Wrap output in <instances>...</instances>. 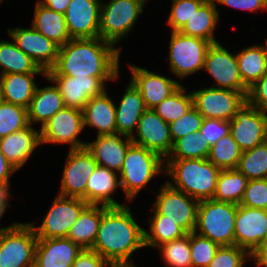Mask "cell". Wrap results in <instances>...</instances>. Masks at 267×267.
<instances>
[{
    "label": "cell",
    "instance_id": "1",
    "mask_svg": "<svg viewBox=\"0 0 267 267\" xmlns=\"http://www.w3.org/2000/svg\"><path fill=\"white\" fill-rule=\"evenodd\" d=\"M120 51L100 37L70 39L60 46L57 62L46 75L91 76L103 83L117 81Z\"/></svg>",
    "mask_w": 267,
    "mask_h": 267
},
{
    "label": "cell",
    "instance_id": "2",
    "mask_svg": "<svg viewBox=\"0 0 267 267\" xmlns=\"http://www.w3.org/2000/svg\"><path fill=\"white\" fill-rule=\"evenodd\" d=\"M145 229L136 223L130 207L103 206V215L92 251L113 267H135L133 252L145 247Z\"/></svg>",
    "mask_w": 267,
    "mask_h": 267
},
{
    "label": "cell",
    "instance_id": "3",
    "mask_svg": "<svg viewBox=\"0 0 267 267\" xmlns=\"http://www.w3.org/2000/svg\"><path fill=\"white\" fill-rule=\"evenodd\" d=\"M164 165L175 183L167 181L171 187L199 201L213 198L221 170L208 159L166 160Z\"/></svg>",
    "mask_w": 267,
    "mask_h": 267
},
{
    "label": "cell",
    "instance_id": "4",
    "mask_svg": "<svg viewBox=\"0 0 267 267\" xmlns=\"http://www.w3.org/2000/svg\"><path fill=\"white\" fill-rule=\"evenodd\" d=\"M164 162L165 159L158 153L132 143L119 172L121 189L125 192L124 197L128 200L136 198L139 191L146 187L153 177L163 173Z\"/></svg>",
    "mask_w": 267,
    "mask_h": 267
},
{
    "label": "cell",
    "instance_id": "5",
    "mask_svg": "<svg viewBox=\"0 0 267 267\" xmlns=\"http://www.w3.org/2000/svg\"><path fill=\"white\" fill-rule=\"evenodd\" d=\"M237 205L213 199L201 200L194 232L221 246L235 245Z\"/></svg>",
    "mask_w": 267,
    "mask_h": 267
},
{
    "label": "cell",
    "instance_id": "6",
    "mask_svg": "<svg viewBox=\"0 0 267 267\" xmlns=\"http://www.w3.org/2000/svg\"><path fill=\"white\" fill-rule=\"evenodd\" d=\"M38 238L31 223H13L0 230V267H34Z\"/></svg>",
    "mask_w": 267,
    "mask_h": 267
},
{
    "label": "cell",
    "instance_id": "7",
    "mask_svg": "<svg viewBox=\"0 0 267 267\" xmlns=\"http://www.w3.org/2000/svg\"><path fill=\"white\" fill-rule=\"evenodd\" d=\"M147 0L101 2L99 37L113 45L131 32Z\"/></svg>",
    "mask_w": 267,
    "mask_h": 267
},
{
    "label": "cell",
    "instance_id": "8",
    "mask_svg": "<svg viewBox=\"0 0 267 267\" xmlns=\"http://www.w3.org/2000/svg\"><path fill=\"white\" fill-rule=\"evenodd\" d=\"M211 42L179 31H171L169 44V66L179 78H186L204 70V62Z\"/></svg>",
    "mask_w": 267,
    "mask_h": 267
},
{
    "label": "cell",
    "instance_id": "9",
    "mask_svg": "<svg viewBox=\"0 0 267 267\" xmlns=\"http://www.w3.org/2000/svg\"><path fill=\"white\" fill-rule=\"evenodd\" d=\"M199 200L171 187L167 182L161 185L156 195L152 215H164L171 219L186 233L195 230Z\"/></svg>",
    "mask_w": 267,
    "mask_h": 267
},
{
    "label": "cell",
    "instance_id": "10",
    "mask_svg": "<svg viewBox=\"0 0 267 267\" xmlns=\"http://www.w3.org/2000/svg\"><path fill=\"white\" fill-rule=\"evenodd\" d=\"M89 204L81 198L56 196L40 226L32 227L37 238L67 237L72 225Z\"/></svg>",
    "mask_w": 267,
    "mask_h": 267
},
{
    "label": "cell",
    "instance_id": "11",
    "mask_svg": "<svg viewBox=\"0 0 267 267\" xmlns=\"http://www.w3.org/2000/svg\"><path fill=\"white\" fill-rule=\"evenodd\" d=\"M191 93L193 106L204 118L231 121L247 102V98L241 92L230 89L209 87Z\"/></svg>",
    "mask_w": 267,
    "mask_h": 267
},
{
    "label": "cell",
    "instance_id": "12",
    "mask_svg": "<svg viewBox=\"0 0 267 267\" xmlns=\"http://www.w3.org/2000/svg\"><path fill=\"white\" fill-rule=\"evenodd\" d=\"M204 69L218 85L214 84L211 87L238 91L247 98L249 89L243 84L236 54L228 52L220 42L213 43L209 47Z\"/></svg>",
    "mask_w": 267,
    "mask_h": 267
},
{
    "label": "cell",
    "instance_id": "13",
    "mask_svg": "<svg viewBox=\"0 0 267 267\" xmlns=\"http://www.w3.org/2000/svg\"><path fill=\"white\" fill-rule=\"evenodd\" d=\"M83 113L79 109L65 107L58 111L40 129L41 142L44 143H69L70 149H80L87 142L79 140L78 135L84 130Z\"/></svg>",
    "mask_w": 267,
    "mask_h": 267
},
{
    "label": "cell",
    "instance_id": "14",
    "mask_svg": "<svg viewBox=\"0 0 267 267\" xmlns=\"http://www.w3.org/2000/svg\"><path fill=\"white\" fill-rule=\"evenodd\" d=\"M97 166L93 154L86 147L70 150L62 171L58 195L85 201L87 181Z\"/></svg>",
    "mask_w": 267,
    "mask_h": 267
},
{
    "label": "cell",
    "instance_id": "15",
    "mask_svg": "<svg viewBox=\"0 0 267 267\" xmlns=\"http://www.w3.org/2000/svg\"><path fill=\"white\" fill-rule=\"evenodd\" d=\"M230 134L242 151L267 141V114L246 102L230 121Z\"/></svg>",
    "mask_w": 267,
    "mask_h": 267
},
{
    "label": "cell",
    "instance_id": "16",
    "mask_svg": "<svg viewBox=\"0 0 267 267\" xmlns=\"http://www.w3.org/2000/svg\"><path fill=\"white\" fill-rule=\"evenodd\" d=\"M267 238V210L237 205L235 245L252 256Z\"/></svg>",
    "mask_w": 267,
    "mask_h": 267
},
{
    "label": "cell",
    "instance_id": "17",
    "mask_svg": "<svg viewBox=\"0 0 267 267\" xmlns=\"http://www.w3.org/2000/svg\"><path fill=\"white\" fill-rule=\"evenodd\" d=\"M7 30L17 47L28 55L39 68L47 72L54 67L60 48L58 44L47 39L32 25L30 28L16 27Z\"/></svg>",
    "mask_w": 267,
    "mask_h": 267
},
{
    "label": "cell",
    "instance_id": "18",
    "mask_svg": "<svg viewBox=\"0 0 267 267\" xmlns=\"http://www.w3.org/2000/svg\"><path fill=\"white\" fill-rule=\"evenodd\" d=\"M135 135L131 137L134 144L158 153L162 158L166 159L172 151L170 125L153 109H146L140 117Z\"/></svg>",
    "mask_w": 267,
    "mask_h": 267
},
{
    "label": "cell",
    "instance_id": "19",
    "mask_svg": "<svg viewBox=\"0 0 267 267\" xmlns=\"http://www.w3.org/2000/svg\"><path fill=\"white\" fill-rule=\"evenodd\" d=\"M101 0H71L65 12L71 39L99 37Z\"/></svg>",
    "mask_w": 267,
    "mask_h": 267
},
{
    "label": "cell",
    "instance_id": "20",
    "mask_svg": "<svg viewBox=\"0 0 267 267\" xmlns=\"http://www.w3.org/2000/svg\"><path fill=\"white\" fill-rule=\"evenodd\" d=\"M46 79L56 83L65 107L83 110L87 102L106 89L105 84L97 77H71L64 75H46Z\"/></svg>",
    "mask_w": 267,
    "mask_h": 267
},
{
    "label": "cell",
    "instance_id": "21",
    "mask_svg": "<svg viewBox=\"0 0 267 267\" xmlns=\"http://www.w3.org/2000/svg\"><path fill=\"white\" fill-rule=\"evenodd\" d=\"M130 82L141 93L145 107L155 108L164 99L173 94L182 84L176 80L150 72L146 68L129 65Z\"/></svg>",
    "mask_w": 267,
    "mask_h": 267
},
{
    "label": "cell",
    "instance_id": "22",
    "mask_svg": "<svg viewBox=\"0 0 267 267\" xmlns=\"http://www.w3.org/2000/svg\"><path fill=\"white\" fill-rule=\"evenodd\" d=\"M82 250L67 237L38 238L34 267H72Z\"/></svg>",
    "mask_w": 267,
    "mask_h": 267
},
{
    "label": "cell",
    "instance_id": "23",
    "mask_svg": "<svg viewBox=\"0 0 267 267\" xmlns=\"http://www.w3.org/2000/svg\"><path fill=\"white\" fill-rule=\"evenodd\" d=\"M132 143L131 137L126 135H97L95 141L87 142L86 148L93 154L99 166L118 171L119 174Z\"/></svg>",
    "mask_w": 267,
    "mask_h": 267
},
{
    "label": "cell",
    "instance_id": "24",
    "mask_svg": "<svg viewBox=\"0 0 267 267\" xmlns=\"http://www.w3.org/2000/svg\"><path fill=\"white\" fill-rule=\"evenodd\" d=\"M41 144V133L32 125L0 139L1 152L17 170H20Z\"/></svg>",
    "mask_w": 267,
    "mask_h": 267
},
{
    "label": "cell",
    "instance_id": "25",
    "mask_svg": "<svg viewBox=\"0 0 267 267\" xmlns=\"http://www.w3.org/2000/svg\"><path fill=\"white\" fill-rule=\"evenodd\" d=\"M118 175L115 171L98 165L87 181L85 201L89 205L124 206L111 197L114 191L121 187Z\"/></svg>",
    "mask_w": 267,
    "mask_h": 267
},
{
    "label": "cell",
    "instance_id": "26",
    "mask_svg": "<svg viewBox=\"0 0 267 267\" xmlns=\"http://www.w3.org/2000/svg\"><path fill=\"white\" fill-rule=\"evenodd\" d=\"M115 105L106 91L91 98L82 110L84 127L97 128L98 136L117 134Z\"/></svg>",
    "mask_w": 267,
    "mask_h": 267
},
{
    "label": "cell",
    "instance_id": "27",
    "mask_svg": "<svg viewBox=\"0 0 267 267\" xmlns=\"http://www.w3.org/2000/svg\"><path fill=\"white\" fill-rule=\"evenodd\" d=\"M146 109L141 93L129 82L119 105H115L117 134L132 137Z\"/></svg>",
    "mask_w": 267,
    "mask_h": 267
},
{
    "label": "cell",
    "instance_id": "28",
    "mask_svg": "<svg viewBox=\"0 0 267 267\" xmlns=\"http://www.w3.org/2000/svg\"><path fill=\"white\" fill-rule=\"evenodd\" d=\"M46 73H13L0 76L2 100L28 108L36 90L34 76Z\"/></svg>",
    "mask_w": 267,
    "mask_h": 267
},
{
    "label": "cell",
    "instance_id": "29",
    "mask_svg": "<svg viewBox=\"0 0 267 267\" xmlns=\"http://www.w3.org/2000/svg\"><path fill=\"white\" fill-rule=\"evenodd\" d=\"M63 108H65L64 101L55 84L44 88H38L37 86L27 108L29 124L33 125V123L39 122L42 128L49 119Z\"/></svg>",
    "mask_w": 267,
    "mask_h": 267
},
{
    "label": "cell",
    "instance_id": "30",
    "mask_svg": "<svg viewBox=\"0 0 267 267\" xmlns=\"http://www.w3.org/2000/svg\"><path fill=\"white\" fill-rule=\"evenodd\" d=\"M218 11L214 0H206L179 32L187 36L205 39L212 44L217 43L214 31L219 22Z\"/></svg>",
    "mask_w": 267,
    "mask_h": 267
},
{
    "label": "cell",
    "instance_id": "31",
    "mask_svg": "<svg viewBox=\"0 0 267 267\" xmlns=\"http://www.w3.org/2000/svg\"><path fill=\"white\" fill-rule=\"evenodd\" d=\"M32 26L47 39L63 46L71 38L66 26L65 15L46 8L38 1L35 5Z\"/></svg>",
    "mask_w": 267,
    "mask_h": 267
},
{
    "label": "cell",
    "instance_id": "32",
    "mask_svg": "<svg viewBox=\"0 0 267 267\" xmlns=\"http://www.w3.org/2000/svg\"><path fill=\"white\" fill-rule=\"evenodd\" d=\"M102 215V205H88L72 225L67 238L78 244L82 249H92Z\"/></svg>",
    "mask_w": 267,
    "mask_h": 267
},
{
    "label": "cell",
    "instance_id": "33",
    "mask_svg": "<svg viewBox=\"0 0 267 267\" xmlns=\"http://www.w3.org/2000/svg\"><path fill=\"white\" fill-rule=\"evenodd\" d=\"M243 84L249 89L267 73V54L262 45H251L236 54Z\"/></svg>",
    "mask_w": 267,
    "mask_h": 267
},
{
    "label": "cell",
    "instance_id": "34",
    "mask_svg": "<svg viewBox=\"0 0 267 267\" xmlns=\"http://www.w3.org/2000/svg\"><path fill=\"white\" fill-rule=\"evenodd\" d=\"M0 68V76L13 73H46L19 49L14 41L5 40H0Z\"/></svg>",
    "mask_w": 267,
    "mask_h": 267
},
{
    "label": "cell",
    "instance_id": "35",
    "mask_svg": "<svg viewBox=\"0 0 267 267\" xmlns=\"http://www.w3.org/2000/svg\"><path fill=\"white\" fill-rule=\"evenodd\" d=\"M248 181L237 169L221 170L217 180L216 191L212 199L239 205Z\"/></svg>",
    "mask_w": 267,
    "mask_h": 267
},
{
    "label": "cell",
    "instance_id": "36",
    "mask_svg": "<svg viewBox=\"0 0 267 267\" xmlns=\"http://www.w3.org/2000/svg\"><path fill=\"white\" fill-rule=\"evenodd\" d=\"M150 231L145 233V247H158L165 242L182 238L186 233L171 219L164 215H152L149 219Z\"/></svg>",
    "mask_w": 267,
    "mask_h": 267
},
{
    "label": "cell",
    "instance_id": "37",
    "mask_svg": "<svg viewBox=\"0 0 267 267\" xmlns=\"http://www.w3.org/2000/svg\"><path fill=\"white\" fill-rule=\"evenodd\" d=\"M209 152L210 145L198 131L176 140L166 160L207 159Z\"/></svg>",
    "mask_w": 267,
    "mask_h": 267
},
{
    "label": "cell",
    "instance_id": "38",
    "mask_svg": "<svg viewBox=\"0 0 267 267\" xmlns=\"http://www.w3.org/2000/svg\"><path fill=\"white\" fill-rule=\"evenodd\" d=\"M180 86L173 94L159 103L153 110L167 123L180 119L193 107L192 93H185Z\"/></svg>",
    "mask_w": 267,
    "mask_h": 267
},
{
    "label": "cell",
    "instance_id": "39",
    "mask_svg": "<svg viewBox=\"0 0 267 267\" xmlns=\"http://www.w3.org/2000/svg\"><path fill=\"white\" fill-rule=\"evenodd\" d=\"M242 152L239 145L229 133L217 143L210 146L207 159L220 170L236 169Z\"/></svg>",
    "mask_w": 267,
    "mask_h": 267
},
{
    "label": "cell",
    "instance_id": "40",
    "mask_svg": "<svg viewBox=\"0 0 267 267\" xmlns=\"http://www.w3.org/2000/svg\"><path fill=\"white\" fill-rule=\"evenodd\" d=\"M248 180L264 179L267 176V141L253 149L242 152L236 168Z\"/></svg>",
    "mask_w": 267,
    "mask_h": 267
},
{
    "label": "cell",
    "instance_id": "41",
    "mask_svg": "<svg viewBox=\"0 0 267 267\" xmlns=\"http://www.w3.org/2000/svg\"><path fill=\"white\" fill-rule=\"evenodd\" d=\"M27 109L10 102L0 103V139L29 126Z\"/></svg>",
    "mask_w": 267,
    "mask_h": 267
},
{
    "label": "cell",
    "instance_id": "42",
    "mask_svg": "<svg viewBox=\"0 0 267 267\" xmlns=\"http://www.w3.org/2000/svg\"><path fill=\"white\" fill-rule=\"evenodd\" d=\"M164 263L169 267H192L190 251V233L182 238L165 242L158 246Z\"/></svg>",
    "mask_w": 267,
    "mask_h": 267
},
{
    "label": "cell",
    "instance_id": "43",
    "mask_svg": "<svg viewBox=\"0 0 267 267\" xmlns=\"http://www.w3.org/2000/svg\"><path fill=\"white\" fill-rule=\"evenodd\" d=\"M219 245L196 232L190 233L192 267H208Z\"/></svg>",
    "mask_w": 267,
    "mask_h": 267
},
{
    "label": "cell",
    "instance_id": "44",
    "mask_svg": "<svg viewBox=\"0 0 267 267\" xmlns=\"http://www.w3.org/2000/svg\"><path fill=\"white\" fill-rule=\"evenodd\" d=\"M253 256L244 248L233 246H221L208 267H243L247 260Z\"/></svg>",
    "mask_w": 267,
    "mask_h": 267
},
{
    "label": "cell",
    "instance_id": "45",
    "mask_svg": "<svg viewBox=\"0 0 267 267\" xmlns=\"http://www.w3.org/2000/svg\"><path fill=\"white\" fill-rule=\"evenodd\" d=\"M206 0H172L167 24L171 31H179Z\"/></svg>",
    "mask_w": 267,
    "mask_h": 267
},
{
    "label": "cell",
    "instance_id": "46",
    "mask_svg": "<svg viewBox=\"0 0 267 267\" xmlns=\"http://www.w3.org/2000/svg\"><path fill=\"white\" fill-rule=\"evenodd\" d=\"M204 117L193 106L180 119L171 122L170 135L173 143L179 138L200 131Z\"/></svg>",
    "mask_w": 267,
    "mask_h": 267
},
{
    "label": "cell",
    "instance_id": "47",
    "mask_svg": "<svg viewBox=\"0 0 267 267\" xmlns=\"http://www.w3.org/2000/svg\"><path fill=\"white\" fill-rule=\"evenodd\" d=\"M239 205L267 210V180H249Z\"/></svg>",
    "mask_w": 267,
    "mask_h": 267
},
{
    "label": "cell",
    "instance_id": "48",
    "mask_svg": "<svg viewBox=\"0 0 267 267\" xmlns=\"http://www.w3.org/2000/svg\"><path fill=\"white\" fill-rule=\"evenodd\" d=\"M200 132L211 146L230 133V121L204 118Z\"/></svg>",
    "mask_w": 267,
    "mask_h": 267
},
{
    "label": "cell",
    "instance_id": "49",
    "mask_svg": "<svg viewBox=\"0 0 267 267\" xmlns=\"http://www.w3.org/2000/svg\"><path fill=\"white\" fill-rule=\"evenodd\" d=\"M247 102L267 114V73L249 88Z\"/></svg>",
    "mask_w": 267,
    "mask_h": 267
},
{
    "label": "cell",
    "instance_id": "50",
    "mask_svg": "<svg viewBox=\"0 0 267 267\" xmlns=\"http://www.w3.org/2000/svg\"><path fill=\"white\" fill-rule=\"evenodd\" d=\"M113 267L106 259L91 249H83L72 267Z\"/></svg>",
    "mask_w": 267,
    "mask_h": 267
},
{
    "label": "cell",
    "instance_id": "51",
    "mask_svg": "<svg viewBox=\"0 0 267 267\" xmlns=\"http://www.w3.org/2000/svg\"><path fill=\"white\" fill-rule=\"evenodd\" d=\"M216 4L257 12L267 9V0H214Z\"/></svg>",
    "mask_w": 267,
    "mask_h": 267
},
{
    "label": "cell",
    "instance_id": "52",
    "mask_svg": "<svg viewBox=\"0 0 267 267\" xmlns=\"http://www.w3.org/2000/svg\"><path fill=\"white\" fill-rule=\"evenodd\" d=\"M16 171L17 169L11 165L0 149V183H10L9 177Z\"/></svg>",
    "mask_w": 267,
    "mask_h": 267
},
{
    "label": "cell",
    "instance_id": "53",
    "mask_svg": "<svg viewBox=\"0 0 267 267\" xmlns=\"http://www.w3.org/2000/svg\"><path fill=\"white\" fill-rule=\"evenodd\" d=\"M70 1L71 0H38V2L46 8L61 14H65Z\"/></svg>",
    "mask_w": 267,
    "mask_h": 267
},
{
    "label": "cell",
    "instance_id": "54",
    "mask_svg": "<svg viewBox=\"0 0 267 267\" xmlns=\"http://www.w3.org/2000/svg\"><path fill=\"white\" fill-rule=\"evenodd\" d=\"M10 183H0V218L4 215L6 208L9 206L8 197L11 195ZM4 228H0L2 230Z\"/></svg>",
    "mask_w": 267,
    "mask_h": 267
},
{
    "label": "cell",
    "instance_id": "55",
    "mask_svg": "<svg viewBox=\"0 0 267 267\" xmlns=\"http://www.w3.org/2000/svg\"><path fill=\"white\" fill-rule=\"evenodd\" d=\"M252 260L257 267H267V253H255Z\"/></svg>",
    "mask_w": 267,
    "mask_h": 267
},
{
    "label": "cell",
    "instance_id": "56",
    "mask_svg": "<svg viewBox=\"0 0 267 267\" xmlns=\"http://www.w3.org/2000/svg\"><path fill=\"white\" fill-rule=\"evenodd\" d=\"M256 253H267V238Z\"/></svg>",
    "mask_w": 267,
    "mask_h": 267
},
{
    "label": "cell",
    "instance_id": "57",
    "mask_svg": "<svg viewBox=\"0 0 267 267\" xmlns=\"http://www.w3.org/2000/svg\"><path fill=\"white\" fill-rule=\"evenodd\" d=\"M264 49H265V52H266V54H267V38L265 39V44H264Z\"/></svg>",
    "mask_w": 267,
    "mask_h": 267
},
{
    "label": "cell",
    "instance_id": "58",
    "mask_svg": "<svg viewBox=\"0 0 267 267\" xmlns=\"http://www.w3.org/2000/svg\"><path fill=\"white\" fill-rule=\"evenodd\" d=\"M2 101L1 89H0V103Z\"/></svg>",
    "mask_w": 267,
    "mask_h": 267
}]
</instances>
